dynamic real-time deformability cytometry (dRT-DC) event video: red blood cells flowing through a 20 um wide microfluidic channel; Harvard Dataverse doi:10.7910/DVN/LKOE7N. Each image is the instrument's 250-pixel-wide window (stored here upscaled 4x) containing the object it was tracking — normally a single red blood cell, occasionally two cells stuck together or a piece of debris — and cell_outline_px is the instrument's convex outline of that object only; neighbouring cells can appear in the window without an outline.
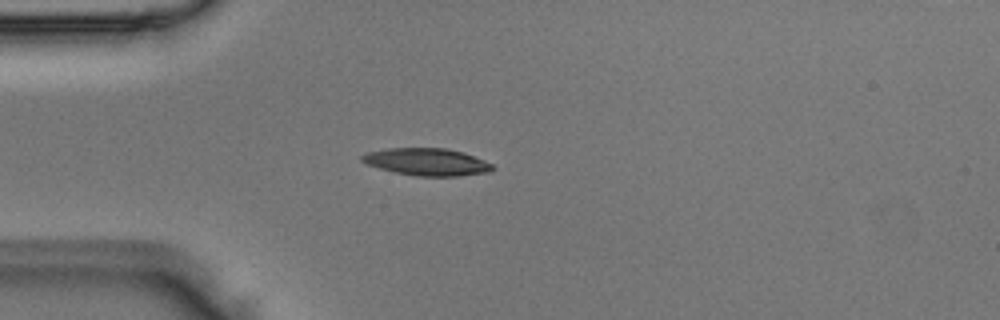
{"species": "Egyptian fruit bat (a non-hibernating species)", "species_latin": "Rousettus aegyptiacus", "temperature_condition": "room temperature", "stored_images_in_passage": 38, "camera_frame_rate_fps": 3000, "um_per_image_px": 0.085, "animal": {"sex": "male"}, "frame": {"image": 1, "passage_image": 1, "time_ms": 0.0, "image_size_px": [1000, 320], "cell_outline_px": [[496, 168], [488, 172], [460, 176], [416, 176], [396, 172], [380, 168], [368, 164], [360, 160], [360, 156], [368, 152], [388, 148], [444, 148], [464, 152], [484, 160], [492, 164]], "centroid_in_image_um": [36.31, 13.76], "position_along_channel_um": 48.7, "area_um2": 20.69}}
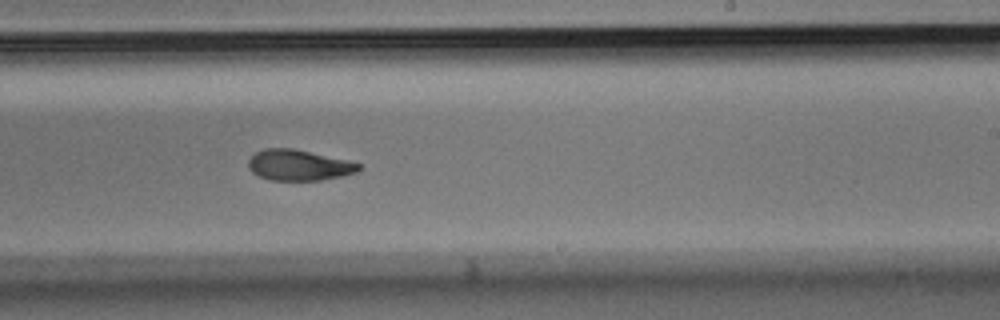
{"frame": {"image": 2, "passage_image": 18, "time_ms": 5.667, "image_size_px": [1000, 320], "cell_outline_px": [[360, 168], [356, 172], [340, 176], [320, 180], [268, 180], [252, 172], [248, 168], [248, 160], [256, 152], [264, 148], [292, 148], [348, 160], [360, 164]], "centroid_in_image_um": [25.36, 14.03], "position_along_channel_um": 263.6, "area_um2": 19.65}}
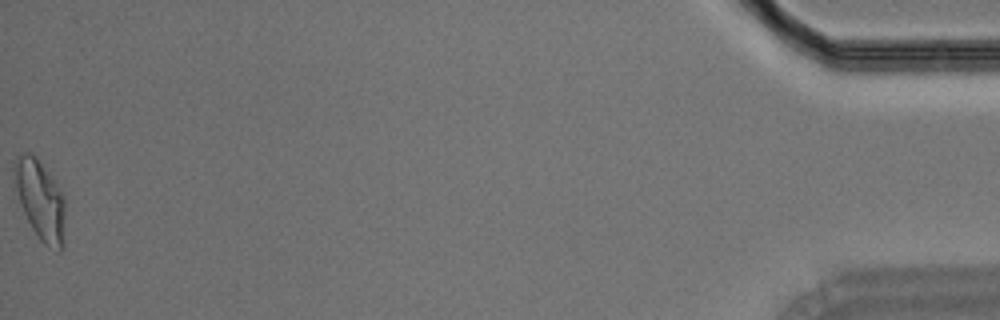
{"frame": {"image": 3, "passage_image": 38, "time_ms": 12.333, "image_size_px": [1000, 320], "cell_outline_px": [[64, 248], [60, 252], [44, 244], [40, 240], [32, 228], [20, 204], [16, 188], [12, 168], [16, 160], [24, 152], [32, 152], [36, 156], [56, 184], [64, 196]], "centroid_in_image_um": [3.43, 17.02], "position_along_channel_um": 431.8, "area_um2": 23.41}}